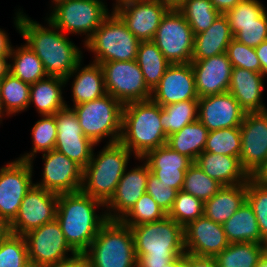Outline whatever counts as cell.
Wrapping results in <instances>:
<instances>
[{
    "mask_svg": "<svg viewBox=\"0 0 267 267\" xmlns=\"http://www.w3.org/2000/svg\"><path fill=\"white\" fill-rule=\"evenodd\" d=\"M14 17V25L38 58L48 76L66 78L83 60L77 45L47 19V27L29 18L20 9Z\"/></svg>",
    "mask_w": 267,
    "mask_h": 267,
    "instance_id": "1",
    "label": "cell"
},
{
    "mask_svg": "<svg viewBox=\"0 0 267 267\" xmlns=\"http://www.w3.org/2000/svg\"><path fill=\"white\" fill-rule=\"evenodd\" d=\"M105 204L82 191L58 196L56 219L66 242L77 253L83 254L91 245L100 228L108 221L106 212L96 214Z\"/></svg>",
    "mask_w": 267,
    "mask_h": 267,
    "instance_id": "2",
    "label": "cell"
},
{
    "mask_svg": "<svg viewBox=\"0 0 267 267\" xmlns=\"http://www.w3.org/2000/svg\"><path fill=\"white\" fill-rule=\"evenodd\" d=\"M137 267H164L185 254L183 227L168 215L162 220L131 227Z\"/></svg>",
    "mask_w": 267,
    "mask_h": 267,
    "instance_id": "3",
    "label": "cell"
},
{
    "mask_svg": "<svg viewBox=\"0 0 267 267\" xmlns=\"http://www.w3.org/2000/svg\"><path fill=\"white\" fill-rule=\"evenodd\" d=\"M167 139L159 104L152 99L124 104L119 142L134 158H143L149 151L167 144Z\"/></svg>",
    "mask_w": 267,
    "mask_h": 267,
    "instance_id": "4",
    "label": "cell"
},
{
    "mask_svg": "<svg viewBox=\"0 0 267 267\" xmlns=\"http://www.w3.org/2000/svg\"><path fill=\"white\" fill-rule=\"evenodd\" d=\"M98 153L95 156L93 149L91 160L83 169L81 191L106 204L128 169L132 153L120 142L106 144Z\"/></svg>",
    "mask_w": 267,
    "mask_h": 267,
    "instance_id": "5",
    "label": "cell"
},
{
    "mask_svg": "<svg viewBox=\"0 0 267 267\" xmlns=\"http://www.w3.org/2000/svg\"><path fill=\"white\" fill-rule=\"evenodd\" d=\"M83 255L91 267H137L131 227L108 220Z\"/></svg>",
    "mask_w": 267,
    "mask_h": 267,
    "instance_id": "6",
    "label": "cell"
},
{
    "mask_svg": "<svg viewBox=\"0 0 267 267\" xmlns=\"http://www.w3.org/2000/svg\"><path fill=\"white\" fill-rule=\"evenodd\" d=\"M123 104L110 94L72 106L77 115L83 134L98 145L110 138L107 144L117 143L122 132Z\"/></svg>",
    "mask_w": 267,
    "mask_h": 267,
    "instance_id": "7",
    "label": "cell"
},
{
    "mask_svg": "<svg viewBox=\"0 0 267 267\" xmlns=\"http://www.w3.org/2000/svg\"><path fill=\"white\" fill-rule=\"evenodd\" d=\"M139 43L140 41L112 10L84 44V48L94 54L93 62L102 64L111 61L136 60Z\"/></svg>",
    "mask_w": 267,
    "mask_h": 267,
    "instance_id": "8",
    "label": "cell"
},
{
    "mask_svg": "<svg viewBox=\"0 0 267 267\" xmlns=\"http://www.w3.org/2000/svg\"><path fill=\"white\" fill-rule=\"evenodd\" d=\"M46 18L63 33L85 35L84 44L111 14L102 0H64Z\"/></svg>",
    "mask_w": 267,
    "mask_h": 267,
    "instance_id": "9",
    "label": "cell"
},
{
    "mask_svg": "<svg viewBox=\"0 0 267 267\" xmlns=\"http://www.w3.org/2000/svg\"><path fill=\"white\" fill-rule=\"evenodd\" d=\"M195 35L178 9H169L162 17L152 39L170 64L191 63Z\"/></svg>",
    "mask_w": 267,
    "mask_h": 267,
    "instance_id": "10",
    "label": "cell"
},
{
    "mask_svg": "<svg viewBox=\"0 0 267 267\" xmlns=\"http://www.w3.org/2000/svg\"><path fill=\"white\" fill-rule=\"evenodd\" d=\"M101 65L106 93L123 105L151 99L152 91L145 84L136 60L111 61Z\"/></svg>",
    "mask_w": 267,
    "mask_h": 267,
    "instance_id": "11",
    "label": "cell"
},
{
    "mask_svg": "<svg viewBox=\"0 0 267 267\" xmlns=\"http://www.w3.org/2000/svg\"><path fill=\"white\" fill-rule=\"evenodd\" d=\"M32 171L33 163L19 159L0 167V223L5 228L17 216L24 196L35 184Z\"/></svg>",
    "mask_w": 267,
    "mask_h": 267,
    "instance_id": "12",
    "label": "cell"
},
{
    "mask_svg": "<svg viewBox=\"0 0 267 267\" xmlns=\"http://www.w3.org/2000/svg\"><path fill=\"white\" fill-rule=\"evenodd\" d=\"M24 238L27 244L28 259L45 267L65 262L77 255L66 242L56 218L29 231ZM68 252H71L72 256L68 257Z\"/></svg>",
    "mask_w": 267,
    "mask_h": 267,
    "instance_id": "13",
    "label": "cell"
},
{
    "mask_svg": "<svg viewBox=\"0 0 267 267\" xmlns=\"http://www.w3.org/2000/svg\"><path fill=\"white\" fill-rule=\"evenodd\" d=\"M58 196L54 192L33 185L24 196L17 216L6 227V231L24 236L29 231L56 218Z\"/></svg>",
    "mask_w": 267,
    "mask_h": 267,
    "instance_id": "14",
    "label": "cell"
},
{
    "mask_svg": "<svg viewBox=\"0 0 267 267\" xmlns=\"http://www.w3.org/2000/svg\"><path fill=\"white\" fill-rule=\"evenodd\" d=\"M240 132L241 165L254 177L267 161V111L246 113Z\"/></svg>",
    "mask_w": 267,
    "mask_h": 267,
    "instance_id": "15",
    "label": "cell"
},
{
    "mask_svg": "<svg viewBox=\"0 0 267 267\" xmlns=\"http://www.w3.org/2000/svg\"><path fill=\"white\" fill-rule=\"evenodd\" d=\"M54 117L57 126L55 149L84 169L97 145L83 134L77 115L70 105L59 110Z\"/></svg>",
    "mask_w": 267,
    "mask_h": 267,
    "instance_id": "16",
    "label": "cell"
},
{
    "mask_svg": "<svg viewBox=\"0 0 267 267\" xmlns=\"http://www.w3.org/2000/svg\"><path fill=\"white\" fill-rule=\"evenodd\" d=\"M42 159L43 178L35 185L56 194L81 191L83 168L80 165L56 149L42 153Z\"/></svg>",
    "mask_w": 267,
    "mask_h": 267,
    "instance_id": "17",
    "label": "cell"
},
{
    "mask_svg": "<svg viewBox=\"0 0 267 267\" xmlns=\"http://www.w3.org/2000/svg\"><path fill=\"white\" fill-rule=\"evenodd\" d=\"M169 8L157 0L127 2L113 11L139 41H152Z\"/></svg>",
    "mask_w": 267,
    "mask_h": 267,
    "instance_id": "18",
    "label": "cell"
},
{
    "mask_svg": "<svg viewBox=\"0 0 267 267\" xmlns=\"http://www.w3.org/2000/svg\"><path fill=\"white\" fill-rule=\"evenodd\" d=\"M245 114L246 112L229 92L198 99V120L208 131L240 128Z\"/></svg>",
    "mask_w": 267,
    "mask_h": 267,
    "instance_id": "19",
    "label": "cell"
},
{
    "mask_svg": "<svg viewBox=\"0 0 267 267\" xmlns=\"http://www.w3.org/2000/svg\"><path fill=\"white\" fill-rule=\"evenodd\" d=\"M149 165L144 161L140 166L125 170L118 182L114 195L105 204L108 220H121L147 190Z\"/></svg>",
    "mask_w": 267,
    "mask_h": 267,
    "instance_id": "20",
    "label": "cell"
},
{
    "mask_svg": "<svg viewBox=\"0 0 267 267\" xmlns=\"http://www.w3.org/2000/svg\"><path fill=\"white\" fill-rule=\"evenodd\" d=\"M185 253L196 256L215 257L230 243L222 224L204 215L183 227Z\"/></svg>",
    "mask_w": 267,
    "mask_h": 267,
    "instance_id": "21",
    "label": "cell"
},
{
    "mask_svg": "<svg viewBox=\"0 0 267 267\" xmlns=\"http://www.w3.org/2000/svg\"><path fill=\"white\" fill-rule=\"evenodd\" d=\"M151 99L160 106L198 100L191 63L171 64L152 91Z\"/></svg>",
    "mask_w": 267,
    "mask_h": 267,
    "instance_id": "22",
    "label": "cell"
},
{
    "mask_svg": "<svg viewBox=\"0 0 267 267\" xmlns=\"http://www.w3.org/2000/svg\"><path fill=\"white\" fill-rule=\"evenodd\" d=\"M191 66L199 98L228 92L233 66L226 53L191 60Z\"/></svg>",
    "mask_w": 267,
    "mask_h": 267,
    "instance_id": "23",
    "label": "cell"
},
{
    "mask_svg": "<svg viewBox=\"0 0 267 267\" xmlns=\"http://www.w3.org/2000/svg\"><path fill=\"white\" fill-rule=\"evenodd\" d=\"M137 160H145L153 175L178 191L182 190L185 172L193 163L190 158L173 150L167 144L149 151L143 158Z\"/></svg>",
    "mask_w": 267,
    "mask_h": 267,
    "instance_id": "24",
    "label": "cell"
},
{
    "mask_svg": "<svg viewBox=\"0 0 267 267\" xmlns=\"http://www.w3.org/2000/svg\"><path fill=\"white\" fill-rule=\"evenodd\" d=\"M264 76L243 68H233L228 92L246 113L267 111L263 103Z\"/></svg>",
    "mask_w": 267,
    "mask_h": 267,
    "instance_id": "25",
    "label": "cell"
},
{
    "mask_svg": "<svg viewBox=\"0 0 267 267\" xmlns=\"http://www.w3.org/2000/svg\"><path fill=\"white\" fill-rule=\"evenodd\" d=\"M195 163L222 186L239 185L250 178L241 165L240 157L202 152Z\"/></svg>",
    "mask_w": 267,
    "mask_h": 267,
    "instance_id": "26",
    "label": "cell"
},
{
    "mask_svg": "<svg viewBox=\"0 0 267 267\" xmlns=\"http://www.w3.org/2000/svg\"><path fill=\"white\" fill-rule=\"evenodd\" d=\"M82 60L77 64L74 71L64 80L67 84L71 77L73 106L92 101L104 96L106 93L103 71L99 63H92L82 68ZM75 75V77H74Z\"/></svg>",
    "mask_w": 267,
    "mask_h": 267,
    "instance_id": "27",
    "label": "cell"
},
{
    "mask_svg": "<svg viewBox=\"0 0 267 267\" xmlns=\"http://www.w3.org/2000/svg\"><path fill=\"white\" fill-rule=\"evenodd\" d=\"M233 38L227 17L225 14H220L207 30L195 35L192 60H202L226 53Z\"/></svg>",
    "mask_w": 267,
    "mask_h": 267,
    "instance_id": "28",
    "label": "cell"
},
{
    "mask_svg": "<svg viewBox=\"0 0 267 267\" xmlns=\"http://www.w3.org/2000/svg\"><path fill=\"white\" fill-rule=\"evenodd\" d=\"M247 182L221 189L204 202V216L212 221L225 223L246 201Z\"/></svg>",
    "mask_w": 267,
    "mask_h": 267,
    "instance_id": "29",
    "label": "cell"
},
{
    "mask_svg": "<svg viewBox=\"0 0 267 267\" xmlns=\"http://www.w3.org/2000/svg\"><path fill=\"white\" fill-rule=\"evenodd\" d=\"M66 83L64 78L47 76L30 87L29 105L35 104L36 111L41 115H54L67 107L63 98V89Z\"/></svg>",
    "mask_w": 267,
    "mask_h": 267,
    "instance_id": "30",
    "label": "cell"
},
{
    "mask_svg": "<svg viewBox=\"0 0 267 267\" xmlns=\"http://www.w3.org/2000/svg\"><path fill=\"white\" fill-rule=\"evenodd\" d=\"M222 225L230 244L247 242L267 244L261 237L257 218L247 201Z\"/></svg>",
    "mask_w": 267,
    "mask_h": 267,
    "instance_id": "31",
    "label": "cell"
},
{
    "mask_svg": "<svg viewBox=\"0 0 267 267\" xmlns=\"http://www.w3.org/2000/svg\"><path fill=\"white\" fill-rule=\"evenodd\" d=\"M31 85L8 73L0 82V123L2 117L27 110Z\"/></svg>",
    "mask_w": 267,
    "mask_h": 267,
    "instance_id": "32",
    "label": "cell"
},
{
    "mask_svg": "<svg viewBox=\"0 0 267 267\" xmlns=\"http://www.w3.org/2000/svg\"><path fill=\"white\" fill-rule=\"evenodd\" d=\"M208 132V129L196 120L168 136L167 145L195 162L204 151Z\"/></svg>",
    "mask_w": 267,
    "mask_h": 267,
    "instance_id": "33",
    "label": "cell"
},
{
    "mask_svg": "<svg viewBox=\"0 0 267 267\" xmlns=\"http://www.w3.org/2000/svg\"><path fill=\"white\" fill-rule=\"evenodd\" d=\"M136 61L141 68L145 84L151 91L171 65L153 41H140Z\"/></svg>",
    "mask_w": 267,
    "mask_h": 267,
    "instance_id": "34",
    "label": "cell"
},
{
    "mask_svg": "<svg viewBox=\"0 0 267 267\" xmlns=\"http://www.w3.org/2000/svg\"><path fill=\"white\" fill-rule=\"evenodd\" d=\"M10 58L12 63H10L9 73L29 85L48 76L42 61L27 44L16 49L13 46Z\"/></svg>",
    "mask_w": 267,
    "mask_h": 267,
    "instance_id": "35",
    "label": "cell"
},
{
    "mask_svg": "<svg viewBox=\"0 0 267 267\" xmlns=\"http://www.w3.org/2000/svg\"><path fill=\"white\" fill-rule=\"evenodd\" d=\"M267 244L231 243L214 258L218 267H256Z\"/></svg>",
    "mask_w": 267,
    "mask_h": 267,
    "instance_id": "36",
    "label": "cell"
},
{
    "mask_svg": "<svg viewBox=\"0 0 267 267\" xmlns=\"http://www.w3.org/2000/svg\"><path fill=\"white\" fill-rule=\"evenodd\" d=\"M196 120H198V100L161 106V125L167 137Z\"/></svg>",
    "mask_w": 267,
    "mask_h": 267,
    "instance_id": "37",
    "label": "cell"
},
{
    "mask_svg": "<svg viewBox=\"0 0 267 267\" xmlns=\"http://www.w3.org/2000/svg\"><path fill=\"white\" fill-rule=\"evenodd\" d=\"M32 128V148L29 153L17 159L33 163L34 157L39 152L45 153L55 149L57 126L54 115H41Z\"/></svg>",
    "mask_w": 267,
    "mask_h": 267,
    "instance_id": "38",
    "label": "cell"
},
{
    "mask_svg": "<svg viewBox=\"0 0 267 267\" xmlns=\"http://www.w3.org/2000/svg\"><path fill=\"white\" fill-rule=\"evenodd\" d=\"M178 10L187 20L194 35L207 30L221 14L211 0H184Z\"/></svg>",
    "mask_w": 267,
    "mask_h": 267,
    "instance_id": "39",
    "label": "cell"
},
{
    "mask_svg": "<svg viewBox=\"0 0 267 267\" xmlns=\"http://www.w3.org/2000/svg\"><path fill=\"white\" fill-rule=\"evenodd\" d=\"M222 185L209 177L198 164L193 162L185 172L182 191L205 202L214 196Z\"/></svg>",
    "mask_w": 267,
    "mask_h": 267,
    "instance_id": "40",
    "label": "cell"
},
{
    "mask_svg": "<svg viewBox=\"0 0 267 267\" xmlns=\"http://www.w3.org/2000/svg\"><path fill=\"white\" fill-rule=\"evenodd\" d=\"M241 151L240 128L209 131L203 152L239 157Z\"/></svg>",
    "mask_w": 267,
    "mask_h": 267,
    "instance_id": "41",
    "label": "cell"
},
{
    "mask_svg": "<svg viewBox=\"0 0 267 267\" xmlns=\"http://www.w3.org/2000/svg\"><path fill=\"white\" fill-rule=\"evenodd\" d=\"M168 214L145 192L120 220L124 225L132 227L144 223L162 220Z\"/></svg>",
    "mask_w": 267,
    "mask_h": 267,
    "instance_id": "42",
    "label": "cell"
},
{
    "mask_svg": "<svg viewBox=\"0 0 267 267\" xmlns=\"http://www.w3.org/2000/svg\"><path fill=\"white\" fill-rule=\"evenodd\" d=\"M27 259L24 236L5 231L0 236V267H21Z\"/></svg>",
    "mask_w": 267,
    "mask_h": 267,
    "instance_id": "43",
    "label": "cell"
},
{
    "mask_svg": "<svg viewBox=\"0 0 267 267\" xmlns=\"http://www.w3.org/2000/svg\"><path fill=\"white\" fill-rule=\"evenodd\" d=\"M203 215L204 202L182 190L178 191L173 207L168 213V216L182 227Z\"/></svg>",
    "mask_w": 267,
    "mask_h": 267,
    "instance_id": "44",
    "label": "cell"
},
{
    "mask_svg": "<svg viewBox=\"0 0 267 267\" xmlns=\"http://www.w3.org/2000/svg\"><path fill=\"white\" fill-rule=\"evenodd\" d=\"M246 201L252 207L257 218L262 239L267 243V185L254 177L247 181Z\"/></svg>",
    "mask_w": 267,
    "mask_h": 267,
    "instance_id": "45",
    "label": "cell"
},
{
    "mask_svg": "<svg viewBox=\"0 0 267 267\" xmlns=\"http://www.w3.org/2000/svg\"><path fill=\"white\" fill-rule=\"evenodd\" d=\"M266 7L259 0H242L225 13L229 25L260 24V16Z\"/></svg>",
    "mask_w": 267,
    "mask_h": 267,
    "instance_id": "46",
    "label": "cell"
},
{
    "mask_svg": "<svg viewBox=\"0 0 267 267\" xmlns=\"http://www.w3.org/2000/svg\"><path fill=\"white\" fill-rule=\"evenodd\" d=\"M233 39L248 47L256 48L267 40V11L260 16V24L230 25Z\"/></svg>",
    "mask_w": 267,
    "mask_h": 267,
    "instance_id": "47",
    "label": "cell"
},
{
    "mask_svg": "<svg viewBox=\"0 0 267 267\" xmlns=\"http://www.w3.org/2000/svg\"><path fill=\"white\" fill-rule=\"evenodd\" d=\"M226 54L233 68L239 67L261 73V65L255 48L248 47L233 39L227 47Z\"/></svg>",
    "mask_w": 267,
    "mask_h": 267,
    "instance_id": "48",
    "label": "cell"
},
{
    "mask_svg": "<svg viewBox=\"0 0 267 267\" xmlns=\"http://www.w3.org/2000/svg\"><path fill=\"white\" fill-rule=\"evenodd\" d=\"M146 192L168 214L173 207L178 190L165 185L150 172L147 179Z\"/></svg>",
    "mask_w": 267,
    "mask_h": 267,
    "instance_id": "49",
    "label": "cell"
},
{
    "mask_svg": "<svg viewBox=\"0 0 267 267\" xmlns=\"http://www.w3.org/2000/svg\"><path fill=\"white\" fill-rule=\"evenodd\" d=\"M186 264L189 267H218L214 257L196 256L186 253Z\"/></svg>",
    "mask_w": 267,
    "mask_h": 267,
    "instance_id": "50",
    "label": "cell"
},
{
    "mask_svg": "<svg viewBox=\"0 0 267 267\" xmlns=\"http://www.w3.org/2000/svg\"><path fill=\"white\" fill-rule=\"evenodd\" d=\"M49 267H91L89 261L83 254H77L75 257L56 265Z\"/></svg>",
    "mask_w": 267,
    "mask_h": 267,
    "instance_id": "51",
    "label": "cell"
},
{
    "mask_svg": "<svg viewBox=\"0 0 267 267\" xmlns=\"http://www.w3.org/2000/svg\"><path fill=\"white\" fill-rule=\"evenodd\" d=\"M256 55L261 65V73L267 75V40L255 48Z\"/></svg>",
    "mask_w": 267,
    "mask_h": 267,
    "instance_id": "52",
    "label": "cell"
},
{
    "mask_svg": "<svg viewBox=\"0 0 267 267\" xmlns=\"http://www.w3.org/2000/svg\"><path fill=\"white\" fill-rule=\"evenodd\" d=\"M242 0H211L212 5L217 9L221 14H225L232 8H234Z\"/></svg>",
    "mask_w": 267,
    "mask_h": 267,
    "instance_id": "53",
    "label": "cell"
},
{
    "mask_svg": "<svg viewBox=\"0 0 267 267\" xmlns=\"http://www.w3.org/2000/svg\"><path fill=\"white\" fill-rule=\"evenodd\" d=\"M12 47L7 33L0 28V55H10Z\"/></svg>",
    "mask_w": 267,
    "mask_h": 267,
    "instance_id": "54",
    "label": "cell"
},
{
    "mask_svg": "<svg viewBox=\"0 0 267 267\" xmlns=\"http://www.w3.org/2000/svg\"><path fill=\"white\" fill-rule=\"evenodd\" d=\"M10 55H0V80H2L8 73L10 69Z\"/></svg>",
    "mask_w": 267,
    "mask_h": 267,
    "instance_id": "55",
    "label": "cell"
},
{
    "mask_svg": "<svg viewBox=\"0 0 267 267\" xmlns=\"http://www.w3.org/2000/svg\"><path fill=\"white\" fill-rule=\"evenodd\" d=\"M164 267H189L186 264V253L176 257L170 263L164 265Z\"/></svg>",
    "mask_w": 267,
    "mask_h": 267,
    "instance_id": "56",
    "label": "cell"
},
{
    "mask_svg": "<svg viewBox=\"0 0 267 267\" xmlns=\"http://www.w3.org/2000/svg\"><path fill=\"white\" fill-rule=\"evenodd\" d=\"M254 178L258 180L260 183L267 185V161L265 165L254 176Z\"/></svg>",
    "mask_w": 267,
    "mask_h": 267,
    "instance_id": "57",
    "label": "cell"
},
{
    "mask_svg": "<svg viewBox=\"0 0 267 267\" xmlns=\"http://www.w3.org/2000/svg\"><path fill=\"white\" fill-rule=\"evenodd\" d=\"M157 1L166 5L169 9H178L184 2V0H157Z\"/></svg>",
    "mask_w": 267,
    "mask_h": 267,
    "instance_id": "58",
    "label": "cell"
},
{
    "mask_svg": "<svg viewBox=\"0 0 267 267\" xmlns=\"http://www.w3.org/2000/svg\"><path fill=\"white\" fill-rule=\"evenodd\" d=\"M256 267H267V250L259 258L258 264H257Z\"/></svg>",
    "mask_w": 267,
    "mask_h": 267,
    "instance_id": "59",
    "label": "cell"
},
{
    "mask_svg": "<svg viewBox=\"0 0 267 267\" xmlns=\"http://www.w3.org/2000/svg\"><path fill=\"white\" fill-rule=\"evenodd\" d=\"M21 267H45L43 265H40L38 263H36L35 261L33 260H30V259H27L23 265Z\"/></svg>",
    "mask_w": 267,
    "mask_h": 267,
    "instance_id": "60",
    "label": "cell"
},
{
    "mask_svg": "<svg viewBox=\"0 0 267 267\" xmlns=\"http://www.w3.org/2000/svg\"><path fill=\"white\" fill-rule=\"evenodd\" d=\"M131 1H135V0H115L116 3L113 4V10L118 8L119 6L127 3V2H131Z\"/></svg>",
    "mask_w": 267,
    "mask_h": 267,
    "instance_id": "61",
    "label": "cell"
},
{
    "mask_svg": "<svg viewBox=\"0 0 267 267\" xmlns=\"http://www.w3.org/2000/svg\"><path fill=\"white\" fill-rule=\"evenodd\" d=\"M6 231V228L0 223V236Z\"/></svg>",
    "mask_w": 267,
    "mask_h": 267,
    "instance_id": "62",
    "label": "cell"
},
{
    "mask_svg": "<svg viewBox=\"0 0 267 267\" xmlns=\"http://www.w3.org/2000/svg\"><path fill=\"white\" fill-rule=\"evenodd\" d=\"M60 1H64V0H51V2H52L51 7L54 6L56 3L60 2Z\"/></svg>",
    "mask_w": 267,
    "mask_h": 267,
    "instance_id": "63",
    "label": "cell"
}]
</instances>
